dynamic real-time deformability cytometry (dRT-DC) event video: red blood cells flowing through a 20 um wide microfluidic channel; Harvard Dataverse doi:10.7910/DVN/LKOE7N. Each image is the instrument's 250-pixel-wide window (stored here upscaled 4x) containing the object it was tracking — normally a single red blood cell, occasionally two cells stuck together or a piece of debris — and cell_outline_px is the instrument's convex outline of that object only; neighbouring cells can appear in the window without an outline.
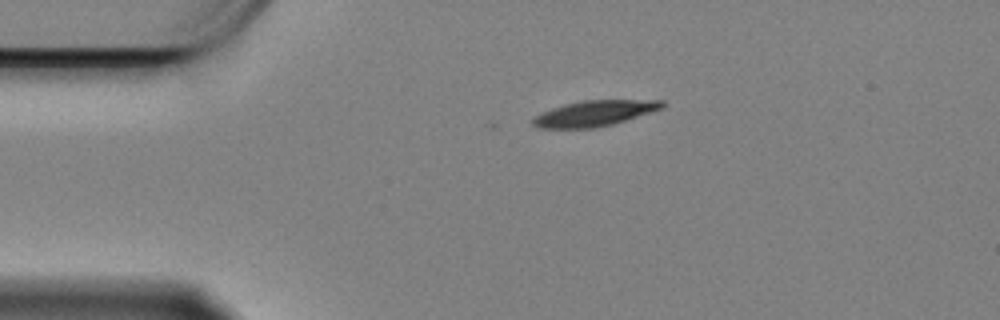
{"species": "Egyptian fruit bat (a non-hibernating species)", "species_latin": "Rousettus aegyptiacus", "temperature_condition": "cold", "stored_images_in_passage": 36, "camera_frame_rate_fps": 3000, "um_per_image_px": 0.085, "animal": {"sex": "female"}, "frame": {"image": 1, "passage_image": 1, "time_ms": 0.0, "image_size_px": [1000, 320], "cell_outline_px": [[664, 108], [612, 124], [592, 128], [536, 128], [532, 124], [532, 116], [540, 112], [564, 104], [580, 100], [664, 100]], "centroid_in_image_um": [50.47, 9.63], "position_along_channel_um": 34.5, "area_um2": 19.42}}
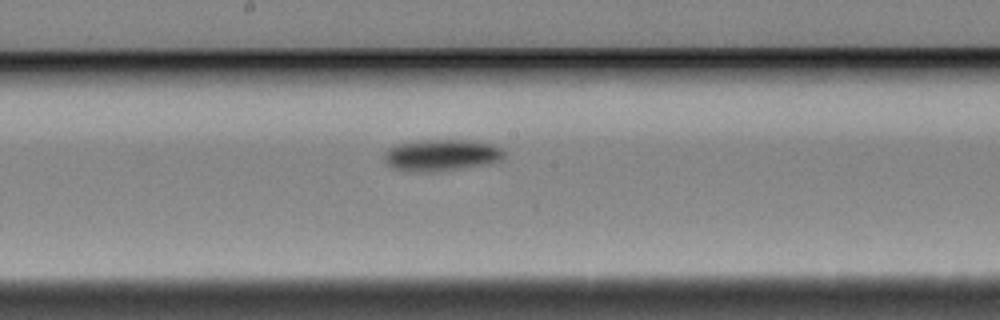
{"frame": {"image": 2, "passage_image": 20, "time_ms": 6.333, "image_size_px": [1000, 320], "cell_outline_px": [[504, 156], [500, 160], [488, 164], [432, 172], [408, 172], [392, 168], [384, 160], [384, 152], [388, 148], [396, 144], [424, 140], [472, 140], [492, 144], [500, 148], [504, 152]], "centroid_in_image_um": [37.48, 13.19], "position_along_channel_um": 210.7, "area_um2": 22.2}}
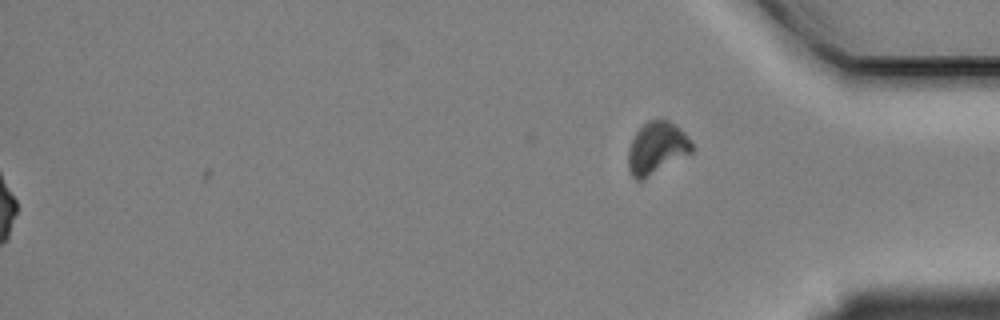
{"frame": {"image": 3, "passage_image": 36, "time_ms": 11.667, "image_size_px": [1000, 320], "cell_outline_px": [[696, 148], [692, 152], [648, 176], [640, 180], [636, 180], [632, 176], [628, 168], [628, 148], [636, 132], [648, 120], [668, 120], [676, 124], [688, 136]], "centroid_in_image_um": [55.84, 12.56], "position_along_channel_um": 379.4, "area_um2": 19.19}, "authors_computed_cell_mechanics": {"area_um2": 20.8369, "velocity_mm_per_s": 3.3146, "shape_relaxation_time_tau1_ms": 3.0774, "shape_relaxation_time_tau2_ms": null, "deformation_change_tau1": 0.1068, "deformation_change_tau2": null}}